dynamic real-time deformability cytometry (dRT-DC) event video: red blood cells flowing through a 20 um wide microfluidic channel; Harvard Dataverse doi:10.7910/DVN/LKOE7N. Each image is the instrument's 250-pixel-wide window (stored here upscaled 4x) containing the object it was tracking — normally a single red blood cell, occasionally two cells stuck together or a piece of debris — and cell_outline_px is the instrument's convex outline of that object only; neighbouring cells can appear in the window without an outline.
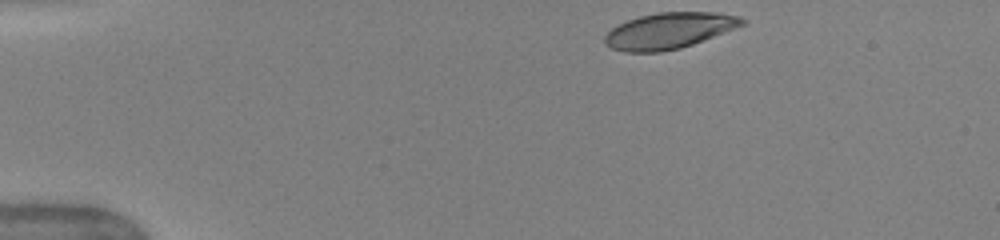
{"species": "human", "species_latin": "Homo sapiens", "temperature_condition": "warm", "stored_images_in_passage": 42, "camera_frame_rate_fps": 3000, "um_per_image_px": 0.085, "donor": {"sex": "female"}, "frame": {"image": 1, "passage_image": 1, "time_ms": 0.0, "image_size_px": [1000, 240], "cell_outline_px": [[748, 20], [744, 24], [692, 44], [680, 48], [660, 52], [624, 52], [612, 48], [604, 44], [604, 36], [612, 28], [628, 20], [640, 16], [660, 12], [720, 12], [740, 16]], "centroid_in_image_um": [56.87, 2.6], "position_along_channel_um": 28.1, "area_um2": 28.67}}
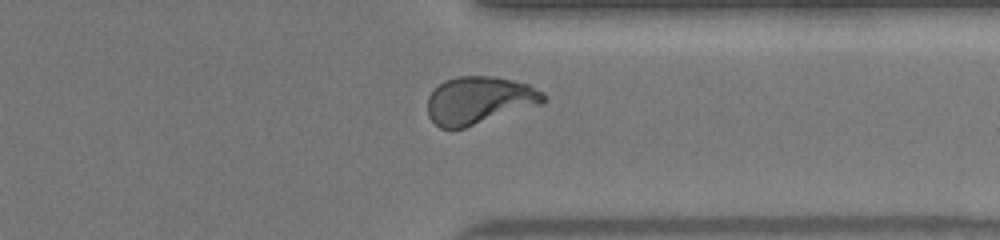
{"frame": {"image": 2, "passage_image": 32, "time_ms": 10.333, "image_size_px": [1000, 240], "cell_outline_px": [[548, 96], [544, 104], [464, 128], [440, 128], [428, 116], [428, 96], [444, 80], [456, 76], [492, 76], [512, 80], [528, 84], [544, 92]], "centroid_in_image_um": [40.78, 8.52], "position_along_channel_um": 370.6, "area_um2": 32.37}}
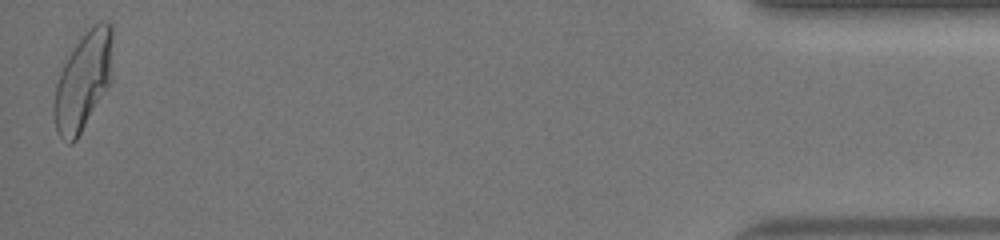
{"frame": {"image": 3, "passage_image": 42, "time_ms": 13.667, "image_size_px": [1000, 240], "cell_outline_px": [[112, 76], [108, 84], [76, 140], [72, 144], [68, 144], [56, 132], [52, 112], [52, 108], [56, 84], [60, 72], [68, 56], [84, 32], [100, 20], [108, 20], [112, 24]], "centroid_in_image_um": [7.05, 6.86], "position_along_channel_um": 428.1, "area_um2": 33.35}, "authors_computed_cell_mechanics": {"area_um2": 31.212, "velocity_mm_per_s": 4.0708, "shape_relaxation_time_tau1_ms": 4.1809, "shape_relaxation_time_tau2_ms": 0.7345, "deformation_change_tau1": 0.1834, "deformation_change_tau2": 0.067}}